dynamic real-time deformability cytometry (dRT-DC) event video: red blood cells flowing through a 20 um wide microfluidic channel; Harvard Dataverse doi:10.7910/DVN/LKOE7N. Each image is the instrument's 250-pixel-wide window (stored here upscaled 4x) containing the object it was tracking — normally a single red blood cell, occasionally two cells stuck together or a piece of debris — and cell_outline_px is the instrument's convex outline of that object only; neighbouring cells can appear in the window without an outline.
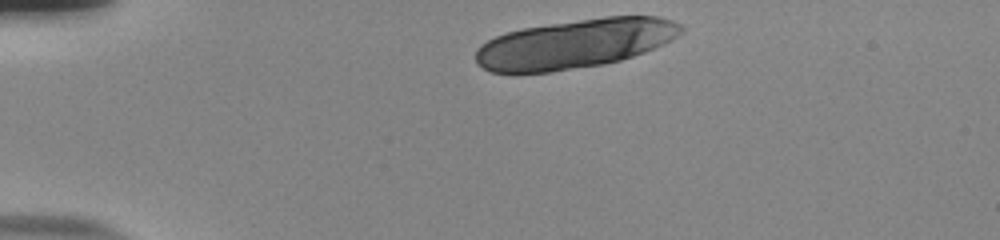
{"species": "human", "species_latin": "Homo sapiens", "temperature_condition": "room temperature", "stored_images_in_passage": 10, "camera_frame_rate_fps": 3000, "um_per_image_px": 0.085, "donor": {"sex": "male"}, "frame": {"image": 1, "passage_image": 1, "time_ms": 0.0, "image_size_px": [1000, 240], "cell_outline_px": [[684, 28], [672, 40], [664, 44], [644, 52], [620, 60], [604, 64], [552, 72], [516, 76], [512, 76], [492, 72], [476, 64], [476, 48], [480, 44], [496, 36], [508, 32], [524, 28], [604, 16], [660, 16], [672, 20], [680, 24]], "centroid_in_image_um": [48.81, 3.76], "position_along_channel_um": 36.2, "area_um2": 59.59}}